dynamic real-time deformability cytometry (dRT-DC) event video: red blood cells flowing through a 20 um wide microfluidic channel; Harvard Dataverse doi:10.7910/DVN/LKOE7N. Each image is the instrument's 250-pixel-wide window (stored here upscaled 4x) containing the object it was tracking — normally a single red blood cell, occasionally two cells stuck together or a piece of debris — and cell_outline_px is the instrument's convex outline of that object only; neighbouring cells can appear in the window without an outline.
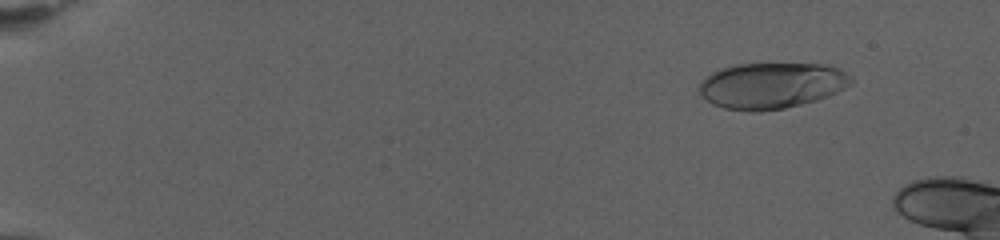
{"species": "human", "species_latin": "Homo sapiens", "temperature_condition": "warm", "stored_images_in_passage": 73, "camera_frame_rate_fps": 3000, "um_per_image_px": 0.085, "donor": {"sex": "female"}, "frame": {"image": 1, "passage_image": 9, "time_ms": 2.667, "image_size_px": [1000, 240], "cell_outline_px": [[852, 84], [828, 96], [816, 100], [784, 108], [760, 112], [748, 112], [724, 108], [712, 104], [696, 88], [712, 72], [720, 68], [740, 64], [820, 64], [836, 68], [844, 72], [852, 80]], "centroid_in_image_um": [65.55, 7.28], "position_along_channel_um": 19.5, "area_um2": 40.4}}
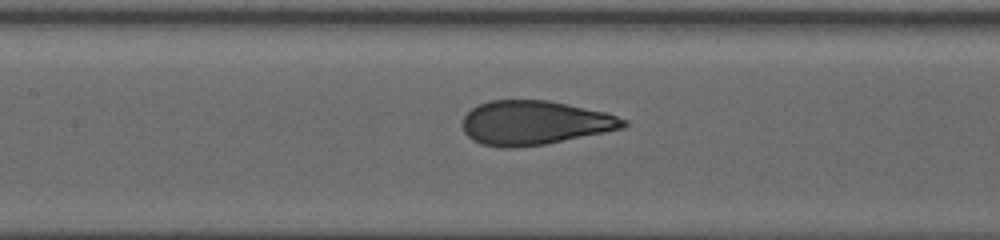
{"frame": {"image": 2, "passage_image": 39, "time_ms": 12.667, "image_size_px": [1000, 240], "cell_outline_px": [[628, 124], [624, 128], [544, 144], [516, 148], [504, 148], [480, 144], [472, 140], [464, 132], [464, 116], [472, 108], [488, 100], [548, 100], [608, 112], [628, 120]], "centroid_in_image_um": [45.46, 10.43], "position_along_channel_um": 161.9, "area_um2": 41.44}}
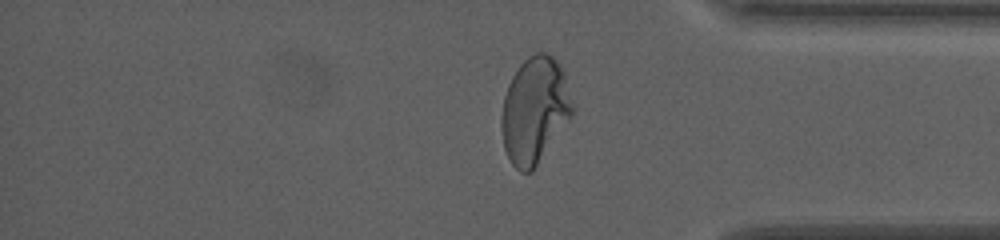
{"frame": {"image": 3, "passage_image": 64, "time_ms": 21.0, "image_size_px": [1000, 240], "cell_outline_px": [[572, 112], [532, 172], [520, 172], [512, 164], [504, 148], [500, 128], [500, 120], [504, 96], [508, 84], [512, 76], [520, 64], [528, 56], [536, 52], [544, 52], [552, 56], [556, 60], [564, 72], [572, 108]], "centroid_in_image_um": [45.38, 9.35], "position_along_channel_um": 389.8, "area_um2": 43.18}}